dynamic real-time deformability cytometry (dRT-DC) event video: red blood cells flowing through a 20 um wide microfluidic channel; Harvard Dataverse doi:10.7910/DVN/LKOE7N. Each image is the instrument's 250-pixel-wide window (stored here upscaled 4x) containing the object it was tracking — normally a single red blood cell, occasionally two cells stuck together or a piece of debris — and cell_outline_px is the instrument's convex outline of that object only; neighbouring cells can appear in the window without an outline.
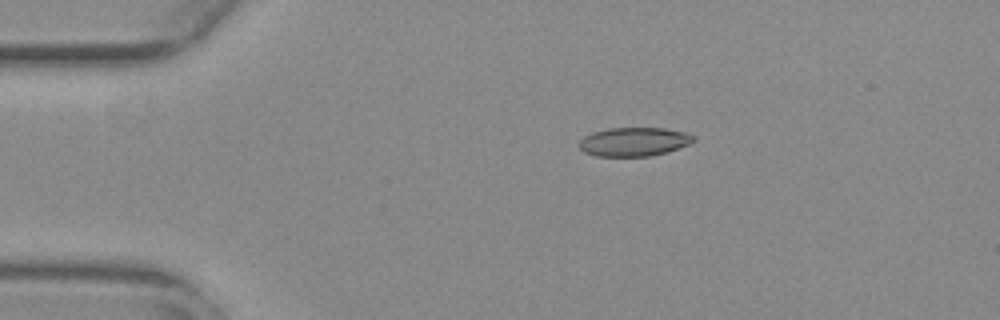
{"species": "common noctule bat (a hibernating species)", "species_latin": "Nyctalus noctula", "temperature_condition": "warm", "stored_images_in_passage": 8, "camera_frame_rate_fps": 3000, "um_per_image_px": 0.085, "animal": {"sex": "female", "body_mass_g": 29.2, "forearm_length_mm": 56.3}, "frame": {"image": 1, "passage_image": 1, "time_ms": 0.0, "image_size_px": [1000, 320], "cell_outline_px": [[696, 140], [688, 144], [668, 152], [652, 156], [596, 156], [584, 152], [580, 148], [580, 140], [584, 136], [592, 132], [608, 128], [664, 128], [688, 132], [696, 136]], "centroid_in_image_um": [53.92, 12.04], "position_along_channel_um": 31.1, "area_um2": 19.36}}